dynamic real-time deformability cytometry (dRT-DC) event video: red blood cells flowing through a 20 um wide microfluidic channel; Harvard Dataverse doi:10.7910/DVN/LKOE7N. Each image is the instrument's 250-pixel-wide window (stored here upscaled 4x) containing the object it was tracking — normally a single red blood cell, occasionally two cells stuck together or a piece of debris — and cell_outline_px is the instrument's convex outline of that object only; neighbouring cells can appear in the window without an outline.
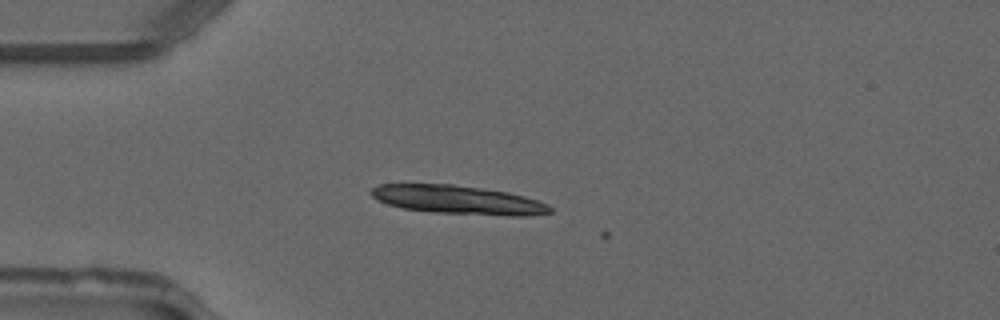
{"species": "common noctule bat (a hibernating species)", "species_latin": "Nyctalus noctula", "temperature_condition": "warm", "stored_images_in_passage": 2, "camera_frame_rate_fps": 3000, "um_per_image_px": 0.085, "animal": {"sex": "male", "forearm_length_mm": 52.5}, "frame": {"image": 1, "passage_image": 1, "time_ms": 0.0, "image_size_px": [1000, 320], "cell_outline_px": [[552, 212], [528, 216], [508, 216], [432, 212], [404, 208], [388, 204], [376, 200], [368, 192], [372, 188], [380, 184], [452, 184], [508, 192], [524, 196], [548, 204], [552, 208]], "centroid_in_image_um": [38.93, 16.99], "position_along_channel_um": 46.1, "area_um2": 29.88}}